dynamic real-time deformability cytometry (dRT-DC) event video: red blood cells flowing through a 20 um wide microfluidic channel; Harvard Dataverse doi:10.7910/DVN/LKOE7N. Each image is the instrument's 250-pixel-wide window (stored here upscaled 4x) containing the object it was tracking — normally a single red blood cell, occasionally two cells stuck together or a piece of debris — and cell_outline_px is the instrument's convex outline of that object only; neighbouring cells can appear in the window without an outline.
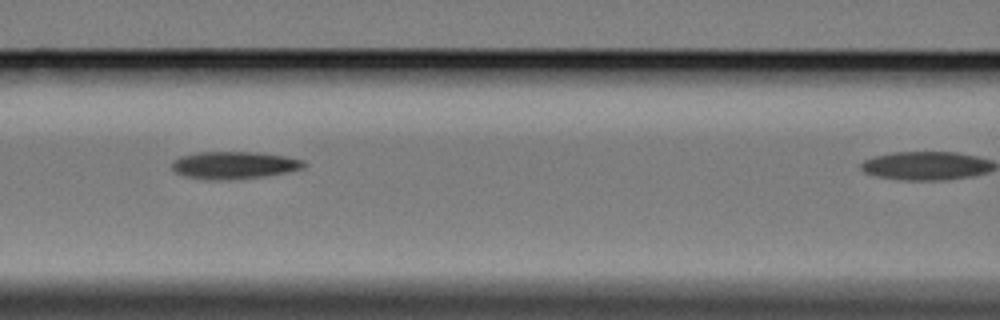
{"species": "Egyptian fruit bat (a non-hibernating species)", "species_latin": "Rousettus aegyptiacus", "temperature_condition": "cold", "stored_images_in_passage": 7, "camera_frame_rate_fps": 3000, "um_per_image_px": 0.085, "animal": {"sex": "female"}, "frame": {"image": 1, "passage_image": 6, "time_ms": 6.0, "image_size_px": [1000, 320], "cell_outline_px": [[308, 164], [304, 168], [264, 176], [228, 180], [208, 180], [188, 176], [176, 172], [172, 168], [172, 160], [196, 152], [256, 152], [284, 156], [304, 160]], "centroid_in_image_um": [19.92, 14.03], "position_along_channel_um": 146.7, "area_um2": 20.92}}